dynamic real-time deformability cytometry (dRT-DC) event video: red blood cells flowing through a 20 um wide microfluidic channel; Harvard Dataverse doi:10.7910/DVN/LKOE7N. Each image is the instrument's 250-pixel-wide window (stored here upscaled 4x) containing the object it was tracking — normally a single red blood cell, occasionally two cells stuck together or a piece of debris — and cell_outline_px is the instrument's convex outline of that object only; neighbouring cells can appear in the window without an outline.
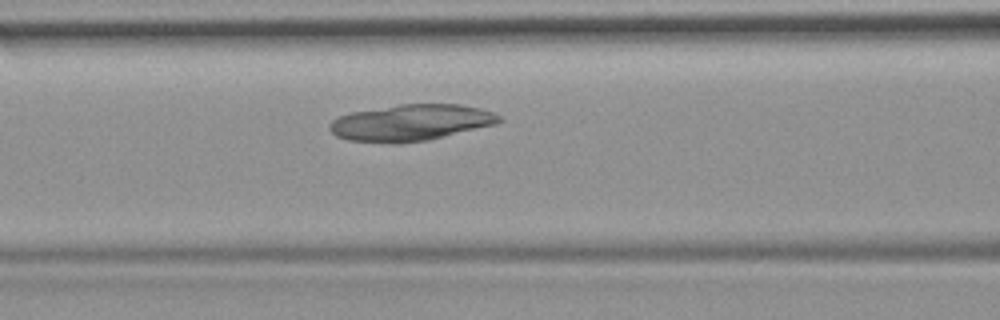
{"species": "common noctule bat (a hibernating species)", "species_latin": "Nyctalus noctula", "temperature_condition": "room temperature", "stored_images_in_passage": 18, "camera_frame_rate_fps": 3000, "um_per_image_px": 0.085, "animal": {"sex": "female", "body_mass_g": 19.9}, "frame": {"image": 1, "passage_image": 13, "time_ms": 4.0, "image_size_px": [1000, 320], "cell_outline_px": [[504, 120], [496, 124], [428, 140], [396, 144], [348, 140], [336, 136], [328, 128], [328, 124], [336, 116], [352, 112], [400, 104], [460, 104], [480, 108], [492, 112], [500, 116]], "centroid_in_image_um": [34.9, 10.43], "position_along_channel_um": 131.7, "area_um2": 36.07}}
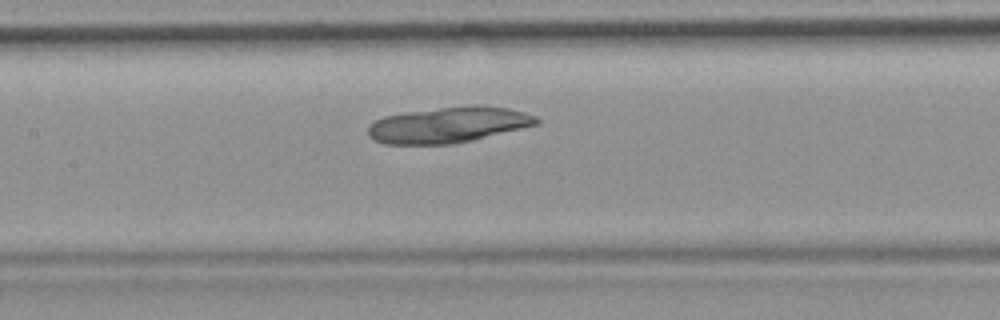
{"frame": {"image": 2, "passage_image": 16, "time_ms": 5.0, "image_size_px": [1000, 320], "cell_outline_px": [[540, 124], [472, 140], [452, 144], [384, 144], [372, 140], [368, 136], [368, 124], [384, 116], [404, 112], [476, 104], [508, 108], [524, 112], [536, 116], [540, 120]], "centroid_in_image_um": [38.1, 10.61], "position_along_channel_um": 169.3, "area_um2": 35.37}}